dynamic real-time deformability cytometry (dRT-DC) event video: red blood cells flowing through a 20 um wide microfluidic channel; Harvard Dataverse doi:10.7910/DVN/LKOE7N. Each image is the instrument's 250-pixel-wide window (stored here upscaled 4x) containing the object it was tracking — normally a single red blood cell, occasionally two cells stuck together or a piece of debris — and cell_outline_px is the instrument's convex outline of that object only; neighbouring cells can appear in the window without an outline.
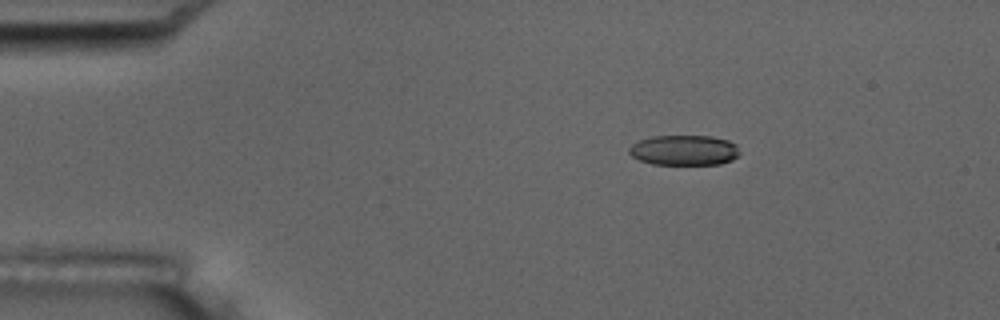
{"species": "common noctule bat (a hibernating species)", "species_latin": "Nyctalus noctula", "temperature_condition": "room temperature", "stored_images_in_passage": 3, "camera_frame_rate_fps": 3000, "um_per_image_px": 0.085, "animal": {"sex": "male", "body_mass_g": 17.5, "forearm_length_mm": 52.3}, "frame": {"image": 1, "passage_image": 1, "time_ms": 0.0, "image_size_px": [1000, 320], "cell_outline_px": [[740, 152], [732, 160], [720, 164], [652, 164], [640, 160], [632, 156], [628, 152], [628, 148], [632, 144], [640, 140], [652, 136], [712, 136], [728, 140], [736, 144]], "centroid_in_image_um": [58.15, 12.76], "position_along_channel_um": 26.9, "area_um2": 19.48}}